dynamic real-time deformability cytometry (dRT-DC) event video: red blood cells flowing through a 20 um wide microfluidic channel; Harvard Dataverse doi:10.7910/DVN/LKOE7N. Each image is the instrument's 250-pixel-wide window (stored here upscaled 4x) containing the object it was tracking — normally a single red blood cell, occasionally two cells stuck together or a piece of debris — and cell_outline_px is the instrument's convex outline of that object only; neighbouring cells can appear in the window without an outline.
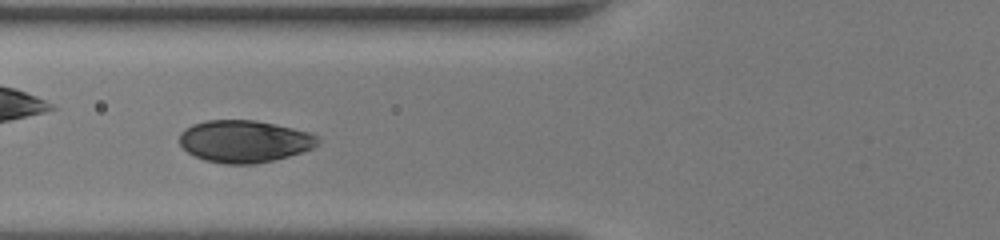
{"species": "human", "species_latin": "Homo sapiens", "temperature_condition": "room temperature", "stored_images_in_passage": 40, "camera_frame_rate_fps": 3000, "um_per_image_px": 0.085, "donor": {"sex": "female"}, "frame": {"image": 1, "passage_image": 11, "time_ms": 3.333, "image_size_px": [1000, 240], "cell_outline_px": [[320, 144], [312, 148], [288, 156], [256, 164], [224, 164], [204, 160], [188, 152], [180, 144], [180, 132], [184, 128], [192, 124], [208, 120], [256, 120], [292, 128], [308, 132], [316, 136], [320, 140]], "centroid_in_image_um": [20.75, 12.01], "position_along_channel_um": 105.0, "area_um2": 33.93}}
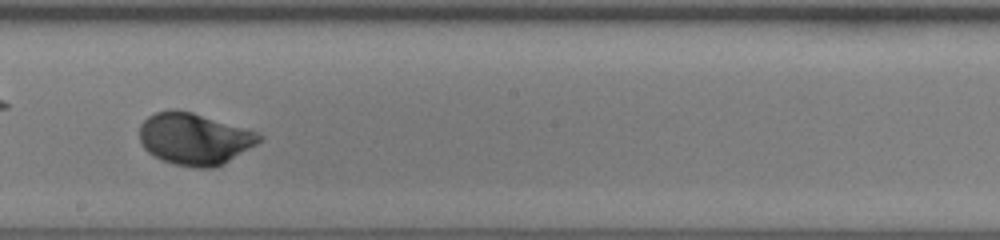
{"frame": {"image": 2, "passage_image": 20, "time_ms": 6.333, "image_size_px": [1000, 240], "cell_outline_px": [[264, 140], [224, 164], [216, 168], [192, 168], [176, 164], [164, 160], [148, 152], [144, 148], [140, 140], [140, 124], [148, 116], [156, 112], [192, 112], [260, 132], [264, 136]], "centroid_in_image_um": [16.6, 11.83], "position_along_channel_um": 231.6, "area_um2": 35.95}}
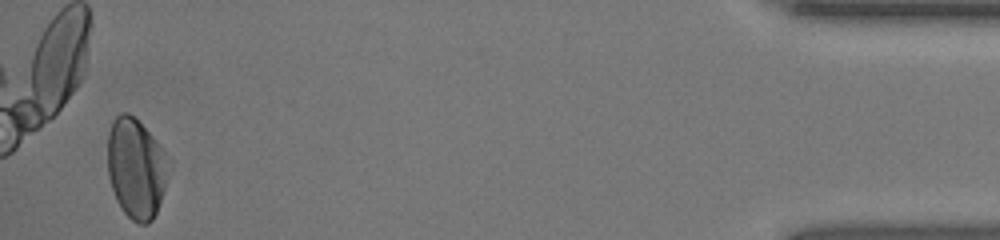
{"frame": {"image": 3, "passage_image": 39, "time_ms": 12.667, "image_size_px": [1000, 240], "cell_outline_px": [[172, 164], [156, 212], [152, 220], [148, 224], [140, 224], [132, 220], [120, 208], [116, 200], [108, 176], [108, 132], [112, 120], [120, 112], [128, 112], [160, 144], [172, 160]], "centroid_in_image_um": [11.58, 14.3], "position_along_channel_um": 423.6, "area_um2": 35.89}, "authors_computed_cell_mechanics": {"area_um2": 34.8823, "velocity_mm_per_s": 4.2254, "shape_relaxation_time_tau1_ms": 2.5039, "shape_relaxation_time_tau2_ms": null, "deformation_change_tau1": 0.1415, "deformation_change_tau2": null}}